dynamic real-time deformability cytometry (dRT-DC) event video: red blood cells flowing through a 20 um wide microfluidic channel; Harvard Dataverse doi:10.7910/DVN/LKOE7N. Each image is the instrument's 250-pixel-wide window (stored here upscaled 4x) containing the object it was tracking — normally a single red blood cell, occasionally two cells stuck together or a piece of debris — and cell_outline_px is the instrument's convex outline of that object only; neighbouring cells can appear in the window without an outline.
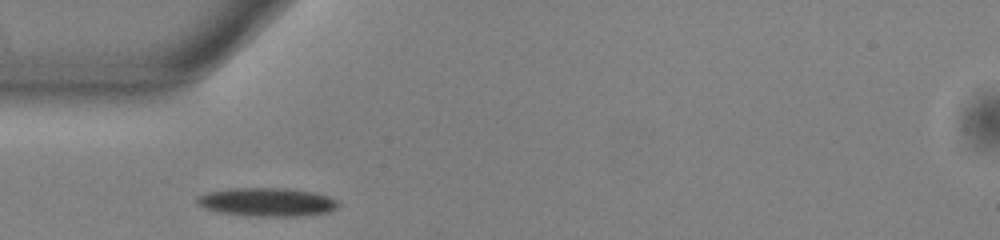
{"species": "common noctule bat (a hibernating species)", "species_latin": "Nyctalus noctula", "temperature_condition": "warm", "stored_images_in_passage": 38, "camera_frame_rate_fps": 3000, "um_per_image_px": 0.085, "animal": {"sex": "male", "body_mass_g": 13.0, "forearm_length_mm": 53.1}, "frame": {"image": 1, "passage_image": 1, "time_ms": 0.0, "image_size_px": [1000, 240], "cell_outline_px": [[340, 204], [336, 208], [328, 212], [296, 216], [256, 216], [220, 212], [204, 208], [196, 204], [196, 196], [208, 192], [232, 188], [288, 188], [316, 192], [328, 196], [336, 200]], "centroid_in_image_um": [22.69, 17.16], "position_along_channel_um": 62.3, "area_um2": 23.47}}
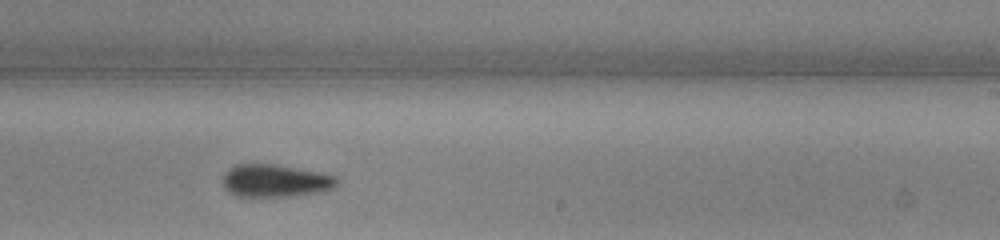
{"frame": {"image": 2, "passage_image": 17, "time_ms": 5.333, "image_size_px": [1000, 240], "cell_outline_px": [[340, 180], [336, 188], [324, 192], [296, 196], [236, 196], [228, 192], [224, 188], [224, 172], [228, 168], [236, 164], [276, 164], [336, 176]], "centroid_in_image_um": [23.44, 15.37], "position_along_channel_um": 265.6, "area_um2": 21.96}}
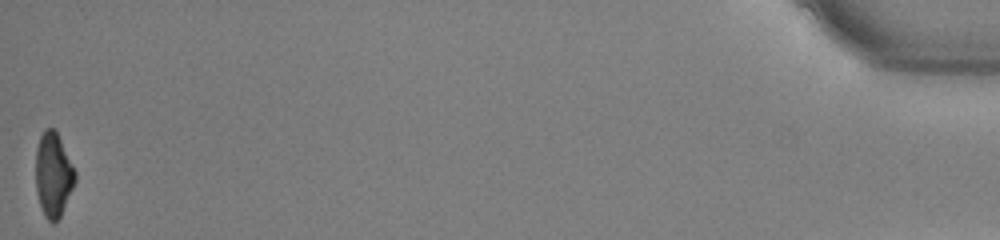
{"frame": {"image": 3, "passage_image": 38, "time_ms": 12.333, "image_size_px": [1000, 240], "cell_outline_px": [[76, 180], [60, 216], [52, 224], [44, 216], [36, 192], [36, 148], [40, 136], [44, 128], [52, 128], [56, 132], [76, 172]], "centroid_in_image_um": [4.51, 14.86], "position_along_channel_um": 430.7, "area_um2": 19.07}, "authors_computed_cell_mechanics": {"area_um2": 21.7617, "velocity_mm_per_s": 3.8435, "shape_relaxation_time_tau1_ms": 3.4175, "shape_relaxation_time_tau2_ms": 5.1472, "deformation_change_tau1": 0.1649, "deformation_change_tau2": 0.1546}}